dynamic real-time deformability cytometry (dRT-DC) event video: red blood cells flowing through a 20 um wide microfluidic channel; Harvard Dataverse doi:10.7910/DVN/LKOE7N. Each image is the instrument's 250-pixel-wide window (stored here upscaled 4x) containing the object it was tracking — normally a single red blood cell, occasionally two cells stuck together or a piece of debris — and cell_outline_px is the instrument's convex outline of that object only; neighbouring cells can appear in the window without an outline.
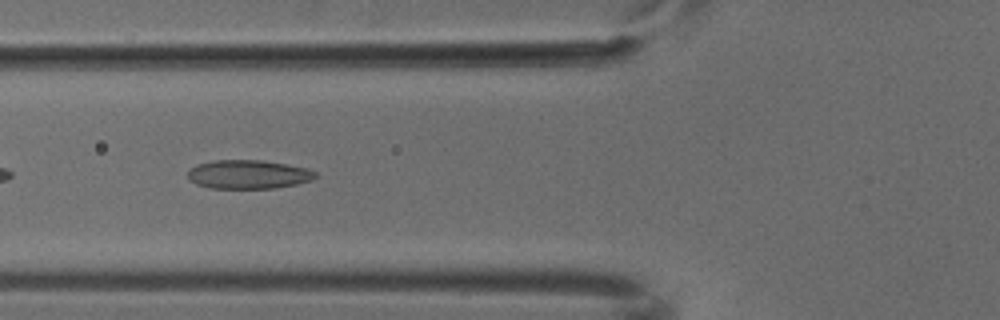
{"species": "common noctule bat (a hibernating species)", "species_latin": "Nyctalus noctula", "temperature_condition": "cold", "stored_images_in_passage": 9, "camera_frame_rate_fps": 3000, "um_per_image_px": 0.085, "animal": {"sex": "male", "body_mass_g": 18.8}, "frame": {"image": 1, "passage_image": 7, "time_ms": 2.0, "image_size_px": [1000, 320], "cell_outline_px": [[316, 176], [312, 180], [296, 184], [276, 188], [208, 188], [196, 184], [188, 180], [188, 172], [196, 164], [216, 160], [264, 160], [308, 168], [316, 172]], "centroid_in_image_um": [21.1, 14.82], "position_along_channel_um": 104.7, "area_um2": 21.5}}
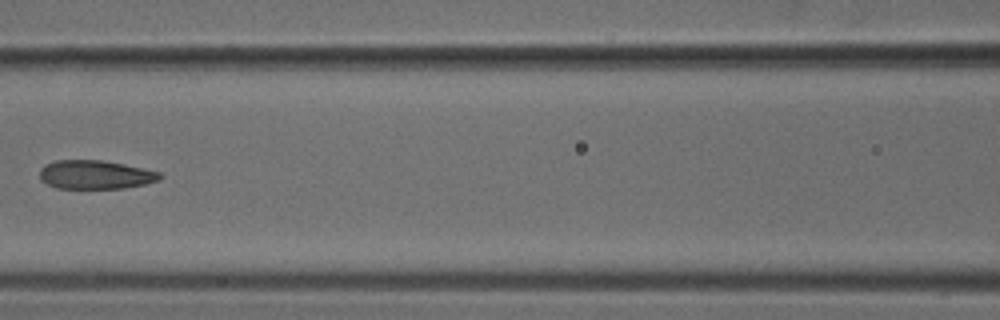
{"frame": {"image": 2, "passage_image": 8, "time_ms": 2.333, "image_size_px": [1000, 320], "cell_outline_px": [[160, 180], [144, 184], [124, 188], [56, 188], [40, 180], [40, 168], [56, 160], [100, 160], [124, 164], [160, 172]], "centroid_in_image_um": [8.09, 14.85], "position_along_channel_um": 158.5, "area_um2": 19.94}}
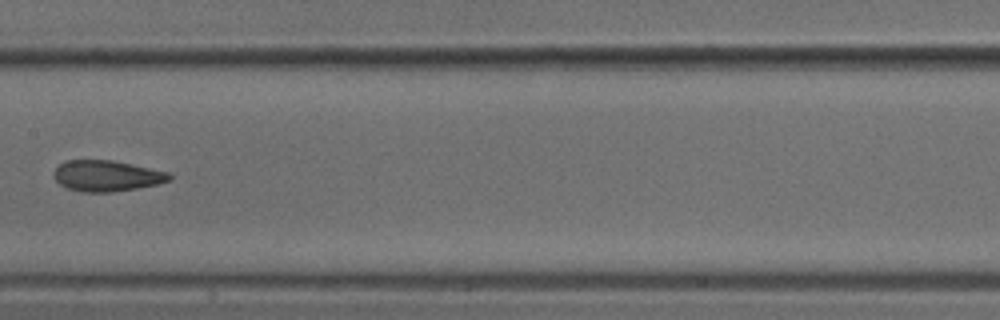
{"frame": {"image": 3, "passage_image": 9, "time_ms": 2.667, "image_size_px": [1000, 320], "cell_outline_px": [[172, 176], [168, 180], [156, 184], [136, 188], [112, 192], [84, 192], [68, 188], [60, 184], [52, 176], [52, 172], [64, 160], [112, 160], [132, 164], [168, 172]], "centroid_in_image_um": [9.02, 14.94], "position_along_channel_um": 198.4, "area_um2": 20.69}}